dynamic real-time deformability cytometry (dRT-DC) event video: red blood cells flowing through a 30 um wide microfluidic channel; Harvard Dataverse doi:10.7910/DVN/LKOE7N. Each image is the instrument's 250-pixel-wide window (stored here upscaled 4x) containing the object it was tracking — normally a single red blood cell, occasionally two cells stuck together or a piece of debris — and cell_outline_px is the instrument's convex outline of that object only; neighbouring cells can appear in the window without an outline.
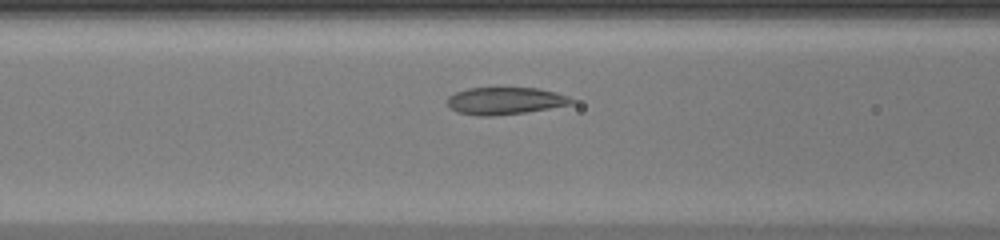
{"species": "common noctule bat (a hibernating species)", "species_latin": "Nyctalus noctula", "temperature_condition": "warm", "stored_images_in_passage": 40, "camera_frame_rate_fps": 3000, "um_per_image_px": 0.085, "animal": {"sex": "female", "body_mass_g": 20.0, "forearm_length_mm": 54.0}, "frame": {"image": 1, "passage_image": 12, "time_ms": 3.667, "image_size_px": [1000, 240], "cell_outline_px": [[576, 100], [572, 104], [524, 112], [492, 116], [476, 116], [456, 112], [448, 108], [448, 96], [456, 92], [468, 88], [536, 88], [556, 92], [568, 96]], "centroid_in_image_um": [42.9, 8.57], "position_along_channel_um": 123.7, "area_um2": 19.71}}
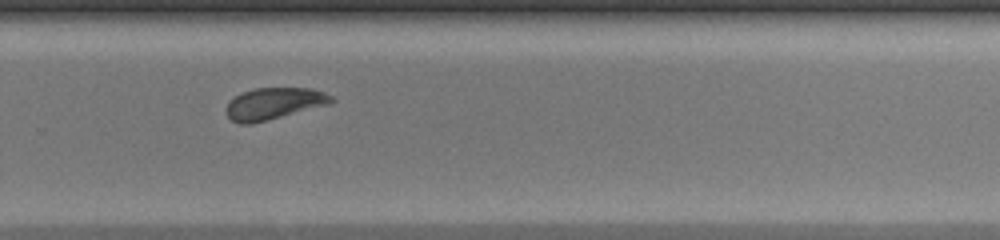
{"frame": {"image": 2, "passage_image": 25, "time_ms": 8.0, "image_size_px": [1000, 240], "cell_outline_px": [[336, 100], [328, 104], [268, 120], [252, 124], [240, 124], [232, 120], [224, 112], [224, 108], [228, 100], [252, 88], [312, 88], [324, 92], [332, 96]], "centroid_in_image_um": [23.24, 8.8], "position_along_channel_um": 306.6, "area_um2": 19.54}}
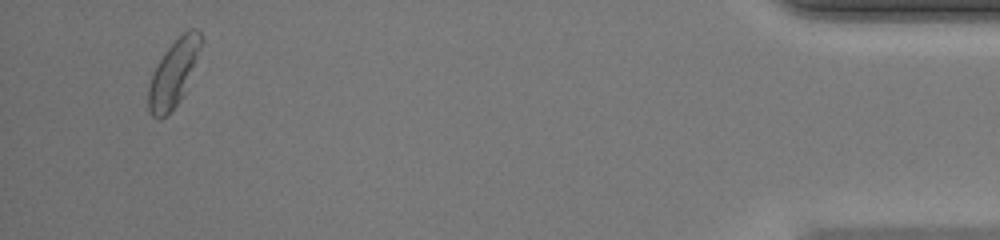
{"frame": {"image": 3, "passage_image": 38, "time_ms": 12.333, "image_size_px": [1000, 240], "cell_outline_px": [[204, 40], [184, 92], [180, 100], [164, 116], [152, 116], [148, 112], [148, 88], [152, 72], [168, 48], [188, 28], [196, 28], [200, 32]], "centroid_in_image_um": [14.76, 6.18], "position_along_channel_um": 420.4, "area_um2": 19.88}, "authors_computed_cell_mechanics": {"area_um2": 19.8543, "velocity_mm_per_s": 4.2297, "shape_relaxation_time_tau1_ms": 2.6906, "shape_relaxation_time_tau2_ms": 1.2221, "deformation_change_tau1": 0.1227, "deformation_change_tau2": 0.0718}}